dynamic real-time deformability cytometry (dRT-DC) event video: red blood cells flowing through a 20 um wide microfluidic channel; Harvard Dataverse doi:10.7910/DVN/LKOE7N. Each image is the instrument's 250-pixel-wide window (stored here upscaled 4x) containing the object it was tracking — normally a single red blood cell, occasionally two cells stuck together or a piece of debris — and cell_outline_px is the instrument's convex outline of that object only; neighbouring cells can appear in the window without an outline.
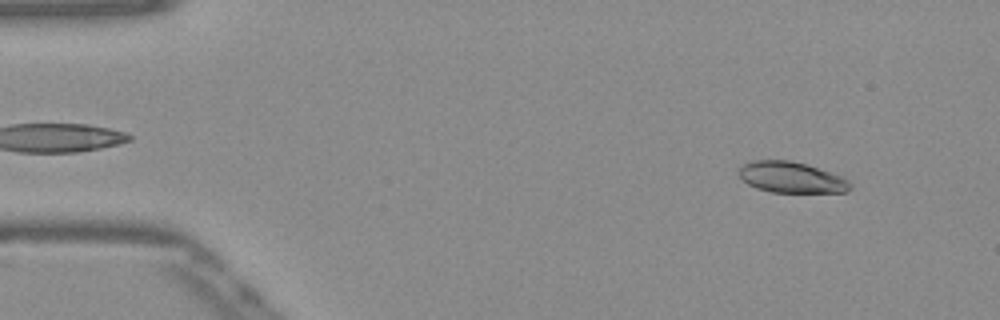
{"species": "Egyptian fruit bat (a non-hibernating species)", "species_latin": "Rousettus aegyptiacus", "temperature_condition": "warm", "stored_images_in_passage": 52, "camera_frame_rate_fps": 3000, "um_per_image_px": 0.085, "frame": {"image": 1, "passage_image": 5, "time_ms": 1.333, "image_size_px": [1000, 320], "cell_outline_px": [[852, 188], [848, 192], [772, 192], [756, 188], [748, 184], [736, 172], [744, 164], [752, 160], [788, 160], [808, 164], [840, 176], [848, 180], [852, 184]], "centroid_in_image_um": [67.27, 15.07], "position_along_channel_um": 17.7, "area_um2": 20.11}}
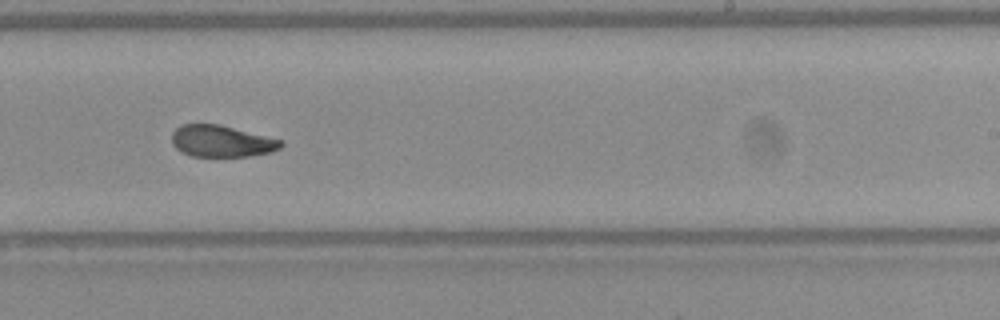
{"frame": {"image": 2, "passage_image": 32, "time_ms": 10.333, "image_size_px": [1000, 320], "cell_outline_px": [[284, 144], [280, 148], [272, 152], [248, 156], [192, 156], [176, 148], [172, 144], [172, 132], [180, 124], [220, 124], [280, 140]], "centroid_in_image_um": [18.81, 11.99], "position_along_channel_um": 270.2, "area_um2": 19.94}}
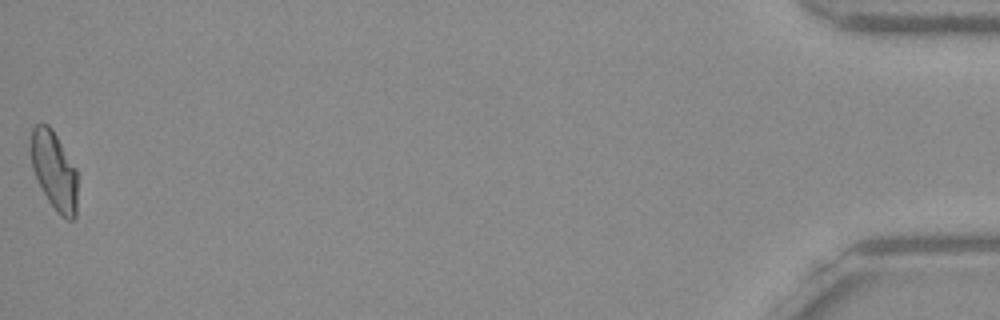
{"frame": {"image": 3, "passage_image": 52, "time_ms": 17.0, "image_size_px": [1000, 320], "cell_outline_px": [[76, 216], [72, 220], [68, 220], [60, 216], [56, 212], [48, 200], [36, 180], [32, 168], [32, 128], [36, 124], [48, 124], [52, 128], [76, 168]], "centroid_in_image_um": [4.61, 14.53], "position_along_channel_um": 430.6, "area_um2": 21.15}, "authors_computed_cell_mechanics": {"area_um2": 21.3571, "velocity_mm_per_s": 3.8826, "shape_relaxation_time_tau1_ms": 6.7501, "shape_relaxation_time_tau2_ms": 2.3071, "deformation_change_tau1": 0.1965, "deformation_change_tau2": 0.0716}}